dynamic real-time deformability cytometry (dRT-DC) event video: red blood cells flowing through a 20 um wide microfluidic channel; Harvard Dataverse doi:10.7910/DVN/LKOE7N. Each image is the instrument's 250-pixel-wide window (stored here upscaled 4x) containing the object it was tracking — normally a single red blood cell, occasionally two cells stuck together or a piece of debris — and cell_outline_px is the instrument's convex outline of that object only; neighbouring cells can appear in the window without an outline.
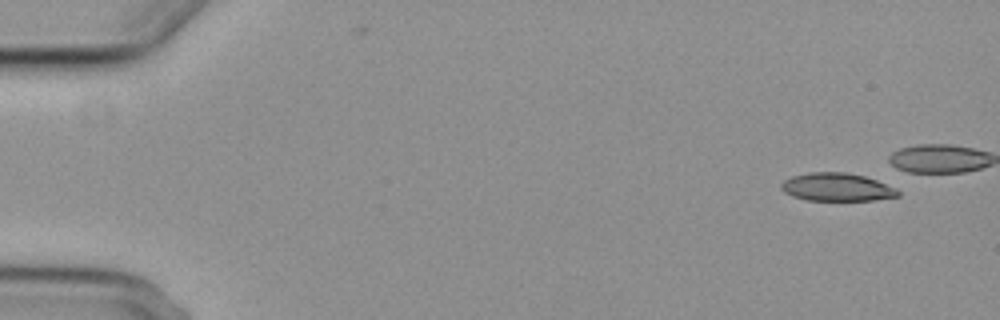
{"species": "common noctule bat (a hibernating species)", "species_latin": "Nyctalus noctula", "temperature_condition": "cold", "stored_images_in_passage": 5, "camera_frame_rate_fps": 3000, "um_per_image_px": 0.085, "animal": {"sex": "female", "body_mass_g": 29.2, "forearm_length_mm": 56.3}, "frame": {"image": 1, "passage_image": 1, "time_ms": 0.0, "image_size_px": [1000, 320], "cell_outline_px": [[900, 196], [876, 200], [808, 200], [792, 196], [784, 192], [780, 188], [780, 184], [784, 180], [792, 176], [808, 172], [848, 172], [864, 176], [876, 180], [896, 188], [900, 192]], "centroid_in_image_um": [71.13, 15.9], "position_along_channel_um": 13.9, "area_um2": 19.19}}